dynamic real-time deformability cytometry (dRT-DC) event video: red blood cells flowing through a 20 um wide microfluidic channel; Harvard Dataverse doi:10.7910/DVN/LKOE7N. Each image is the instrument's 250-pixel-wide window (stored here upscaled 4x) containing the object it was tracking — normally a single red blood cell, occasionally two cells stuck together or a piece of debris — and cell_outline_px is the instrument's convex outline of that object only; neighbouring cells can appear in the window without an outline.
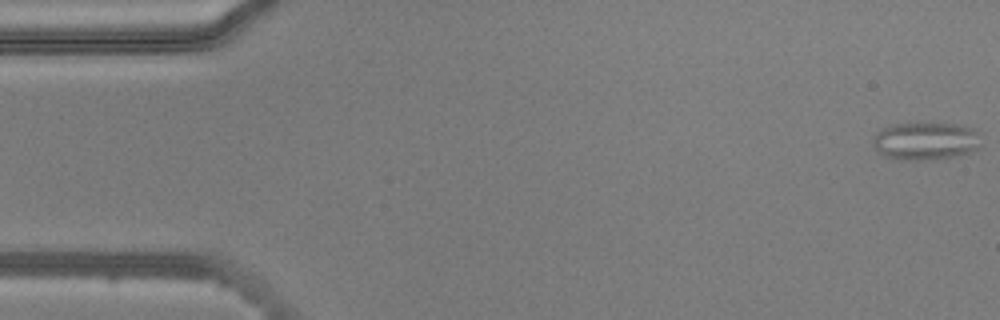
{"species": "common noctule bat (a hibernating species)", "species_latin": "Nyctalus noctula", "temperature_condition": "warm", "stored_images_in_passage": 52, "camera_frame_rate_fps": 3000, "um_per_image_px": 0.085, "animal": {"sex": "male", "body_mass_g": 20.5, "forearm_length_mm": 52.5}, "frame": {"image": 1, "passage_image": 1, "time_ms": 0.0, "image_size_px": [1000, 320], "cell_outline_px": [[980, 148], [972, 152], [952, 156], [920, 160], [900, 160], [884, 156], [876, 148], [872, 140], [876, 132], [892, 124], [916, 120], [956, 124], [976, 128], [980, 132]], "centroid_in_image_um": [78.71, 11.92], "position_along_channel_um": 6.3, "area_um2": 24.68}}
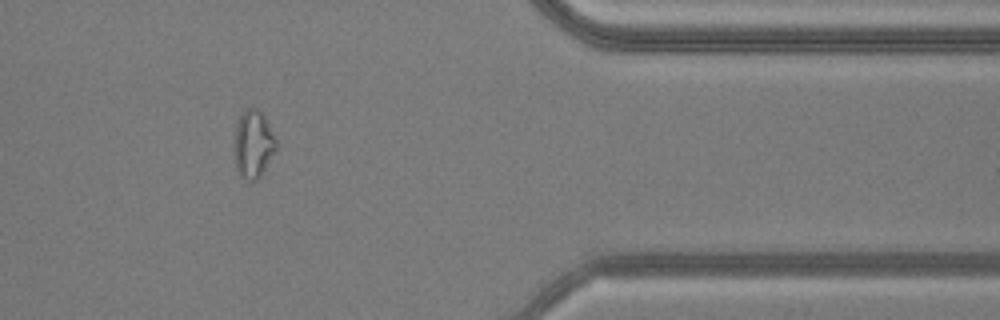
{"frame": {"image": 2, "passage_image": 43, "time_ms": 14.0, "image_size_px": [1000, 320], "cell_outline_px": [[280, 144], [260, 176], [256, 180], [248, 180], [240, 176], [236, 168], [236, 124], [240, 116], [248, 108], [256, 108], [264, 116]], "centroid_in_image_um": [21.58, 12.26], "position_along_channel_um": 389.8, "area_um2": 16.24}}
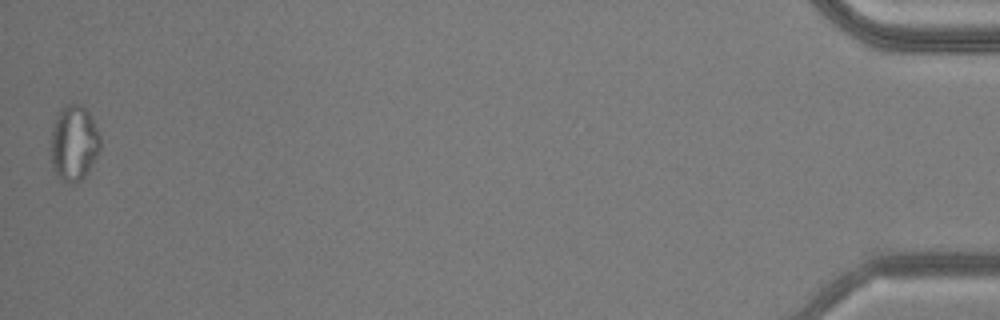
{"frame": {"image": 3, "passage_image": 52, "time_ms": 17.0, "image_size_px": [1000, 320], "cell_outline_px": [[100, 148], [88, 172], [80, 180], [72, 184], [60, 180], [52, 164], [52, 128], [56, 112], [60, 108], [68, 104], [80, 104], [92, 116], [100, 136]], "centroid_in_image_um": [6.29, 12.13], "position_along_channel_um": 428.9, "area_um2": 21.68}, "authors_computed_cell_mechanics": {"area_um2": 16.2707, "velocity_mm_per_s": 3.8379, "shape_relaxation_time_tau1_ms": null, "shape_relaxation_time_tau2_ms": 1.6675, "deformation_change_tau1": null, "deformation_change_tau2": 0.1035}}